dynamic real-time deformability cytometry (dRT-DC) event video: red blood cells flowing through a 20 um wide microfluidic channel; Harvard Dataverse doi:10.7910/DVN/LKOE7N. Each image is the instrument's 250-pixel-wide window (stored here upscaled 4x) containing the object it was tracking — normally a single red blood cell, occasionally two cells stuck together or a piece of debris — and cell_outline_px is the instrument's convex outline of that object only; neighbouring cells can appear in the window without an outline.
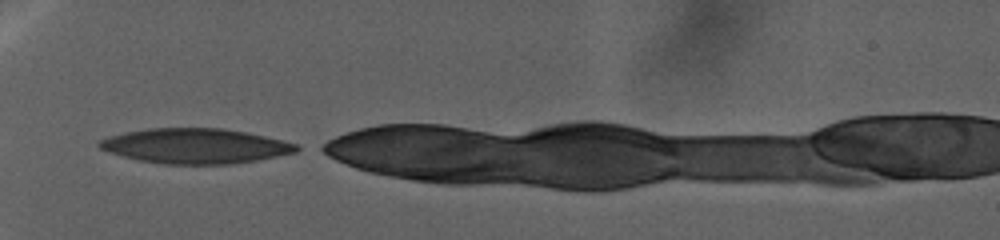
{"species": "human", "species_latin": "Homo sapiens", "temperature_condition": "warm", "stored_images_in_passage": 118, "camera_frame_rate_fps": 3000, "um_per_image_px": 0.085, "donor": {"sex": "female"}, "frame": {"image": 1, "passage_image": 1, "time_ms": 0.0, "image_size_px": [1000, 240], "cell_outline_px": [[304, 148], [296, 152], [256, 160], [232, 164], [164, 164], [140, 160], [108, 152], [100, 148], [96, 144], [100, 140], [108, 136], [124, 132], [148, 128], [224, 128], [264, 136], [296, 144]], "centroid_in_image_um": [16.58, 12.4], "position_along_channel_um": 68.4, "area_um2": 40.11}}
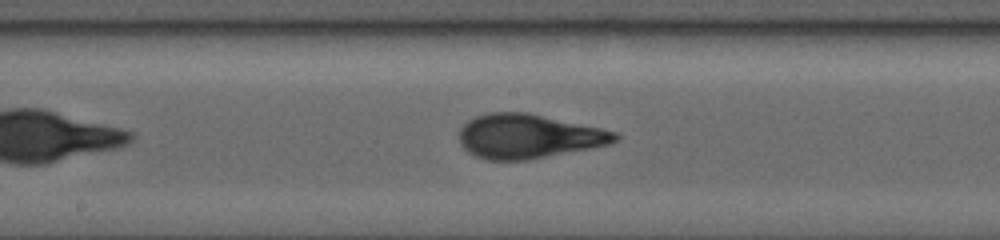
{"frame": {"image": 2, "passage_image": 43, "time_ms": 14.333, "image_size_px": [1000, 240], "cell_outline_px": [[620, 136], [612, 144], [528, 160], [488, 160], [476, 156], [468, 152], [460, 144], [460, 128], [468, 120], [476, 116], [488, 112], [528, 112], [600, 128], [616, 132]], "centroid_in_image_um": [44.91, 11.58], "position_along_channel_um": 203.3, "area_um2": 40.17}}
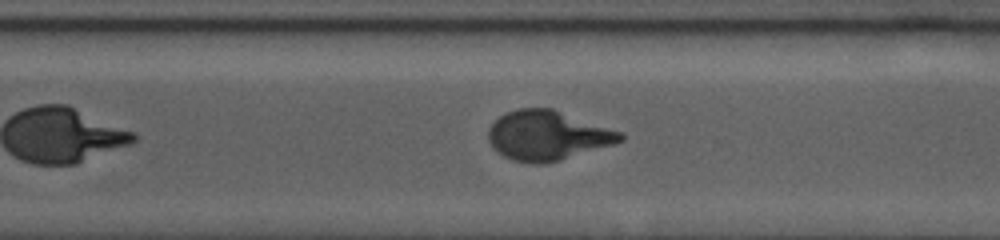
{"frame": {"image": 3, "passage_image": 81, "time_ms": 26.0, "image_size_px": [1000, 240], "cell_outline_px": [[624, 140], [612, 144], [560, 160], [544, 164], [536, 164], [512, 160], [504, 156], [492, 148], [488, 140], [488, 128], [500, 116], [516, 108], [552, 108], [624, 132]], "centroid_in_image_um": [46.53, 11.51], "position_along_channel_um": 324.1, "area_um2": 38.15}}